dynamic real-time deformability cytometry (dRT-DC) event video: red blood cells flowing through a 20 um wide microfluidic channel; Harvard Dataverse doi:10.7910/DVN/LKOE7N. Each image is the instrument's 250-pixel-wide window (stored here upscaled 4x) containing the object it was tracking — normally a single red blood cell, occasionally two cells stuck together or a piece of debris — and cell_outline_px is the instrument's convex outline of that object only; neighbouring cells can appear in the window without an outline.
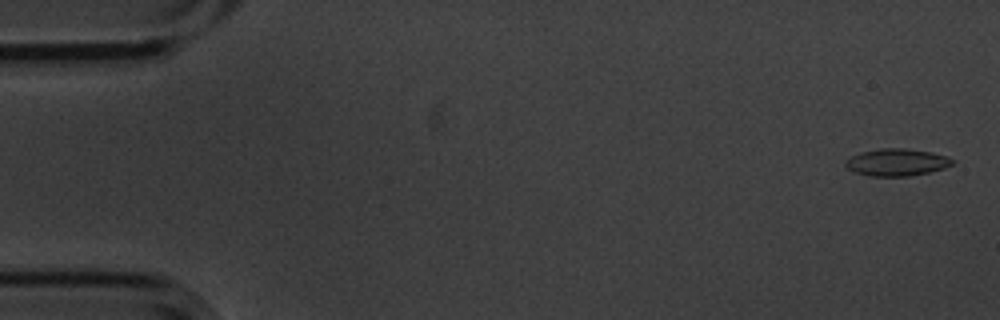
{"species": "common noctule bat (a hibernating species)", "species_latin": "Nyctalus noctula", "temperature_condition": "cold", "stored_images_in_passage": 3, "camera_frame_rate_fps": 3000, "um_per_image_px": 0.085, "animal": {"sex": "male", "body_mass_g": 20.1, "forearm_length_mm": 53.5}, "frame": {"image": 1, "passage_image": 1, "time_ms": 0.0, "image_size_px": [1000, 320], "cell_outline_px": [[952, 164], [944, 168], [928, 172], [908, 176], [872, 176], [856, 172], [848, 168], [844, 164], [844, 160], [860, 152], [880, 148], [904, 148], [932, 152], [948, 156], [952, 160]], "centroid_in_image_um": [76.2, 13.78], "position_along_channel_um": 8.8, "area_um2": 16.82}}